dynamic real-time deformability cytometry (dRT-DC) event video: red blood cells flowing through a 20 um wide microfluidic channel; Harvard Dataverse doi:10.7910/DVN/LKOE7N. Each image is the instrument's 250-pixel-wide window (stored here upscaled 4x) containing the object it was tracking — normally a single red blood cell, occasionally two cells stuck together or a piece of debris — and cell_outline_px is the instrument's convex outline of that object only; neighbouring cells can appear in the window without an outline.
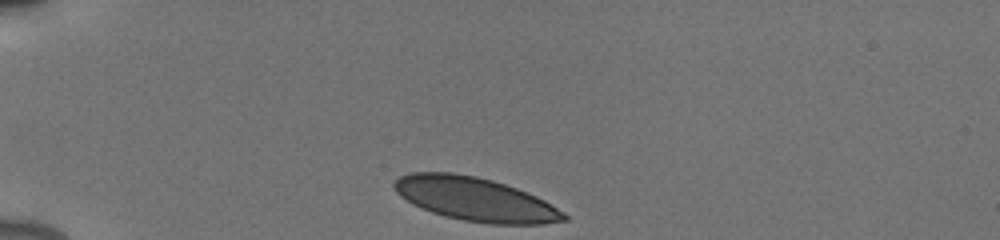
{"species": "human", "species_latin": "Homo sapiens", "temperature_condition": "cold", "stored_images_in_passage": 34, "camera_frame_rate_fps": 3000, "um_per_image_px": 0.085, "donor": {"sex": "male"}, "frame": {"image": 1, "passage_image": 1, "time_ms": 0.0, "image_size_px": [1000, 240], "cell_outline_px": [[568, 220], [544, 224], [492, 224], [464, 220], [444, 216], [432, 212], [412, 204], [400, 196], [396, 192], [392, 184], [400, 176], [412, 172], [452, 172], [476, 176], [492, 180], [516, 188], [536, 196], [544, 200], [564, 212], [568, 216]], "centroid_in_image_um": [40.39, 16.93], "position_along_channel_um": 44.6, "area_um2": 43.06}}
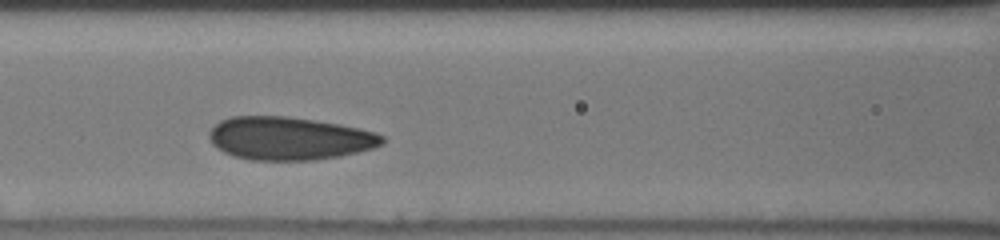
{"frame": {"image": 2, "passage_image": 12, "time_ms": 3.667, "image_size_px": [1000, 240], "cell_outline_px": [[384, 144], [372, 148], [340, 156], [316, 160], [252, 160], [236, 156], [224, 152], [212, 144], [208, 136], [208, 132], [220, 120], [232, 116], [288, 116], [340, 124], [376, 132], [384, 136]], "centroid_in_image_um": [24.59, 11.76], "position_along_channel_um": 142.0, "area_um2": 43.47}}
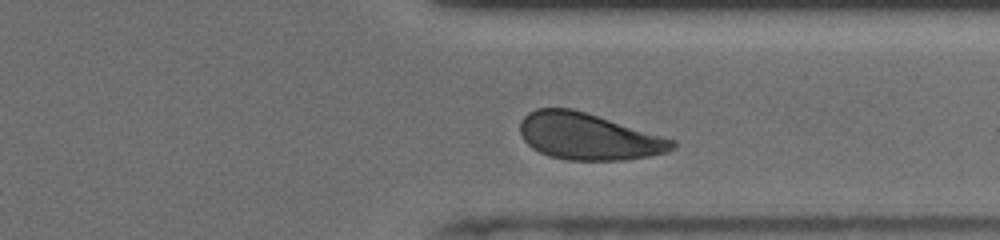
{"frame": {"image": 3, "passage_image": 29, "time_ms": 9.333, "image_size_px": [1000, 240], "cell_outline_px": [[676, 144], [668, 152], [648, 156], [624, 160], [568, 160], [552, 156], [540, 152], [532, 148], [524, 140], [520, 132], [520, 120], [528, 112], [536, 108], [572, 108], [664, 136], [676, 140]], "centroid_in_image_um": [50.0, 11.59], "position_along_channel_um": 361.4, "area_um2": 41.27}, "authors_computed_cell_mechanics": {"area_um2": 42.9165, "velocity_mm_per_s": 3.8728, "shape_relaxation_time_tau1_ms": 5.3387, "shape_relaxation_time_tau2_ms": 0.7186, "deformation_change_tau1": 0.1001, "deformation_change_tau2": 0.0439}}